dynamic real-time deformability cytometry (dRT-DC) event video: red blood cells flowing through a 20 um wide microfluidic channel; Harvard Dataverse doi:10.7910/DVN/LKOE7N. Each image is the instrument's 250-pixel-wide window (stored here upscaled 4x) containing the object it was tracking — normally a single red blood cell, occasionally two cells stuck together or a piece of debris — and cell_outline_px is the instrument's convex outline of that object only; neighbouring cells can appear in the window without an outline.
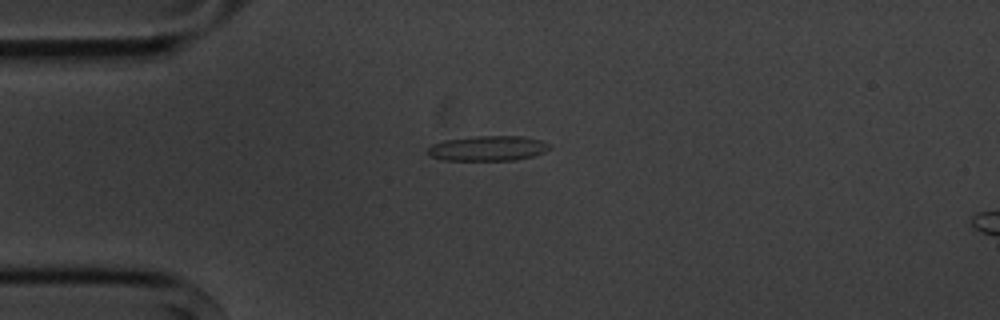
{"species": "common noctule bat (a hibernating species)", "species_latin": "Nyctalus noctula", "temperature_condition": "cold", "stored_images_in_passage": 3, "camera_frame_rate_fps": 3000, "um_per_image_px": 0.085, "animal": {"sex": "male", "body_mass_g": 20.1, "forearm_length_mm": 53.5}, "frame": {"image": 1, "passage_image": 1, "time_ms": 0.0, "image_size_px": [1000, 320], "cell_outline_px": [[552, 148], [544, 152], [532, 156], [516, 160], [444, 160], [428, 156], [428, 148], [432, 144], [444, 140], [476, 136], [524, 136], [540, 140], [548, 144]], "centroid_in_image_um": [41.46, 12.61], "position_along_channel_um": 43.5, "area_um2": 17.8}}
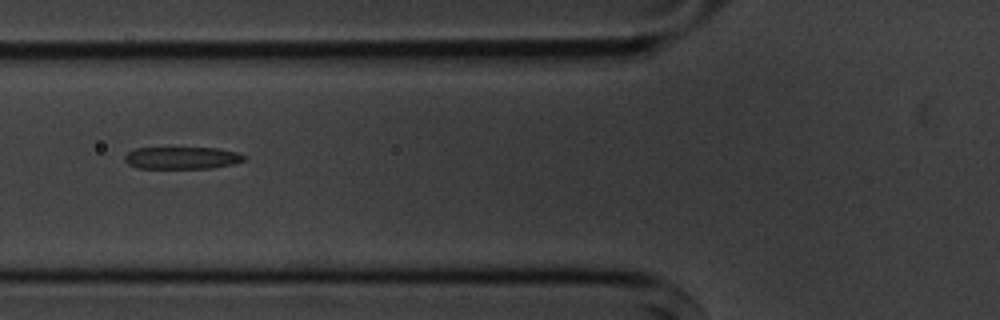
{"frame": {"image": 2, "passage_image": 3, "time_ms": 2.333, "image_size_px": [1000, 320], "cell_outline_px": [[248, 156], [244, 160], [232, 164], [212, 168], [136, 168], [128, 164], [124, 160], [124, 156], [128, 152], [136, 148], [216, 148], [240, 152]], "centroid_in_image_um": [15.49, 13.42], "position_along_channel_um": 110.3, "area_um2": 15.55}}